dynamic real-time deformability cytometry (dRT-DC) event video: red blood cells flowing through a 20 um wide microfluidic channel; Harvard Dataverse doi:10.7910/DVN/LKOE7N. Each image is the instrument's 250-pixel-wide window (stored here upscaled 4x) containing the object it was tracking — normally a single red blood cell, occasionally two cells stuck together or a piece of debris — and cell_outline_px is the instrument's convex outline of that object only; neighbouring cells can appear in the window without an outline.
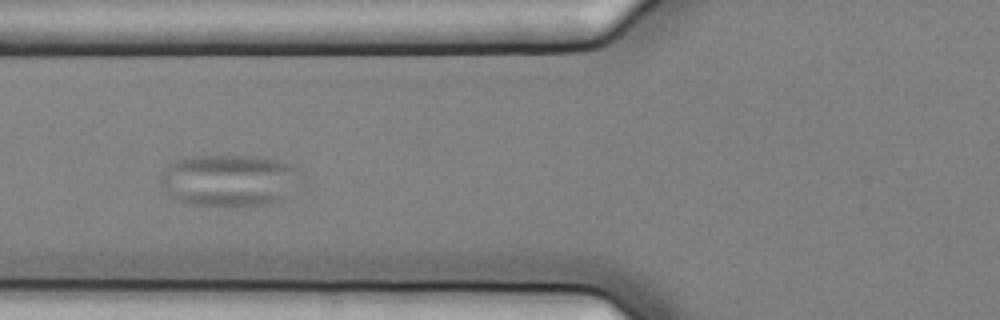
{"species": "common noctule bat (a hibernating species)", "species_latin": "Nyctalus noctula", "temperature_condition": "cold", "stored_images_in_passage": 10, "camera_frame_rate_fps": 3000, "um_per_image_px": 0.085, "animal": {"sex": "female", "body_mass_g": 25.1}, "frame": {"image": 1, "passage_image": 9, "time_ms": 2.667, "image_size_px": [1000, 320], "cell_outline_px": [[296, 172], [284, 200], [264, 204], [192, 204], [180, 200], [172, 196], [160, 184], [160, 172], [168, 164], [184, 156], [252, 156], [276, 160], [292, 164], [296, 168]], "centroid_in_image_um": [19.35, 15.28], "position_along_channel_um": 106.4, "area_um2": 41.1}}